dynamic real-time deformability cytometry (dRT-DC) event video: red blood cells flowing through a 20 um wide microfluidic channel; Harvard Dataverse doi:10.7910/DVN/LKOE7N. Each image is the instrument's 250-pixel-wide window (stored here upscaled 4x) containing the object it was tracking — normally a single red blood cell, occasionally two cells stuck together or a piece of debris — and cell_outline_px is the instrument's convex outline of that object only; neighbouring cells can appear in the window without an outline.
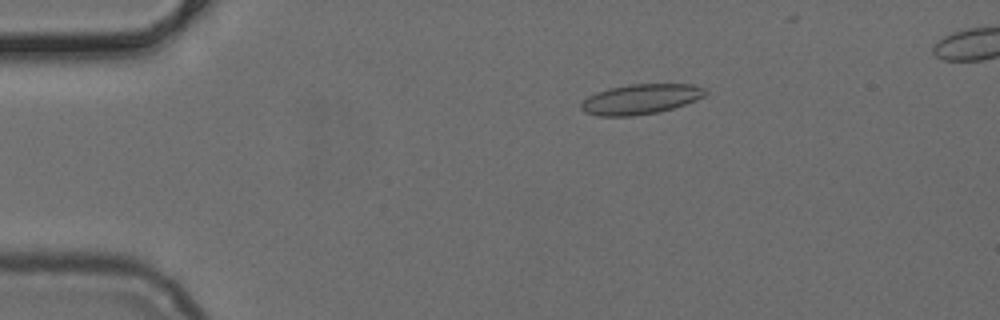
{"species": "common noctule bat (a hibernating species)", "species_latin": "Nyctalus noctula", "temperature_condition": "cold", "stored_images_in_passage": 40, "camera_frame_rate_fps": 3000, "um_per_image_px": 0.085, "animal": {"sex": "female", "body_mass_g": 24.6, "forearm_length_mm": 56.2}, "frame": {"image": 1, "passage_image": 1, "time_ms": 0.0, "image_size_px": [1000, 320], "cell_outline_px": [[708, 92], [704, 96], [684, 104], [672, 108], [656, 112], [632, 116], [596, 116], [584, 112], [580, 108], [580, 104], [588, 96], [596, 92], [608, 88], [628, 84], [692, 84], [704, 88]], "centroid_in_image_um": [54.4, 8.42], "position_along_channel_um": 30.6, "area_um2": 21.73}}
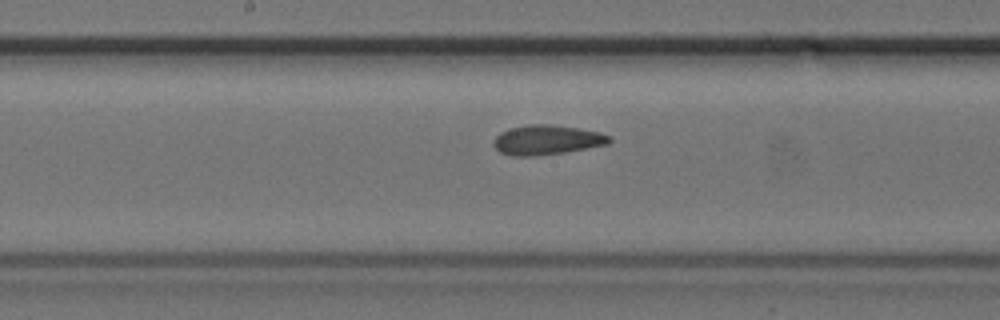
{"frame": {"image": 2, "passage_image": 18, "time_ms": 5.667, "image_size_px": [1000, 320], "cell_outline_px": [[612, 140], [608, 144], [564, 152], [536, 156], [512, 156], [500, 152], [492, 144], [492, 140], [500, 132], [512, 128], [528, 124], [548, 124], [580, 128], [600, 132], [612, 136]], "centroid_in_image_um": [46.48, 11.89], "position_along_channel_um": 201.7, "area_um2": 20.11}}
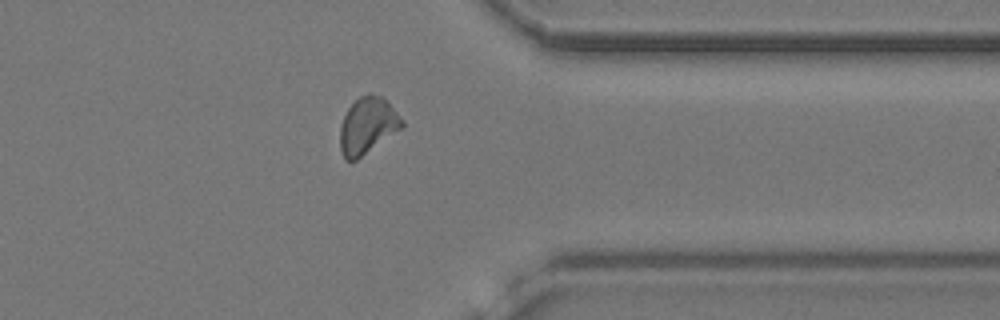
{"frame": {"image": 3, "passage_image": 32, "time_ms": 10.333, "image_size_px": [1000, 320], "cell_outline_px": [[404, 128], [356, 160], [344, 160], [340, 152], [340, 128], [344, 116], [348, 108], [360, 96], [368, 92], [380, 96], [404, 120]], "centroid_in_image_um": [31.24, 10.71], "position_along_channel_um": 380.2, "area_um2": 20.4}}